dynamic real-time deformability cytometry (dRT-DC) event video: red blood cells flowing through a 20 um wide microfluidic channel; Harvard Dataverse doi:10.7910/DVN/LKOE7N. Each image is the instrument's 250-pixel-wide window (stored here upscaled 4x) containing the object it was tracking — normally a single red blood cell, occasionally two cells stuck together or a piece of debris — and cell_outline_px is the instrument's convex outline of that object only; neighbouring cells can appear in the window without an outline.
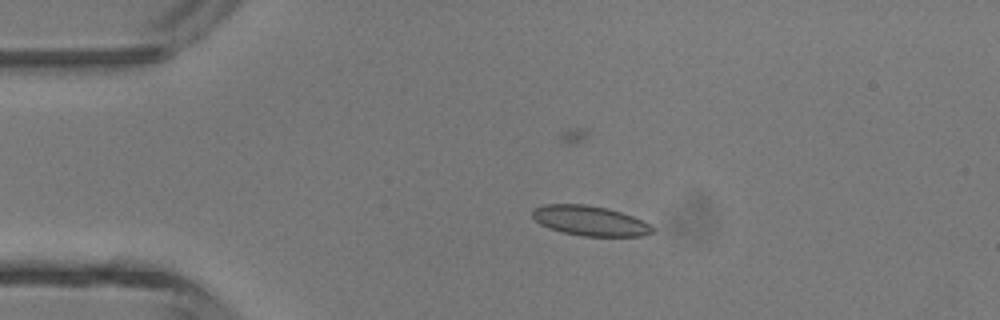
{"species": "common noctule bat (a hibernating species)", "species_latin": "Nyctalus noctula", "temperature_condition": "room temperature", "stored_images_in_passage": 3, "camera_frame_rate_fps": 3000, "um_per_image_px": 0.085, "animal": {"sex": "male", "body_mass_g": 13.3}, "frame": {"image": 1, "passage_image": 2, "time_ms": 1.333, "image_size_px": [1000, 320], "cell_outline_px": [[656, 232], [644, 236], [580, 236], [548, 228], [540, 224], [532, 216], [532, 212], [536, 208], [544, 204], [588, 204], [608, 208], [632, 216], [656, 228]], "centroid_in_image_um": [50.17, 18.77], "position_along_channel_um": 34.8, "area_um2": 20.98}}